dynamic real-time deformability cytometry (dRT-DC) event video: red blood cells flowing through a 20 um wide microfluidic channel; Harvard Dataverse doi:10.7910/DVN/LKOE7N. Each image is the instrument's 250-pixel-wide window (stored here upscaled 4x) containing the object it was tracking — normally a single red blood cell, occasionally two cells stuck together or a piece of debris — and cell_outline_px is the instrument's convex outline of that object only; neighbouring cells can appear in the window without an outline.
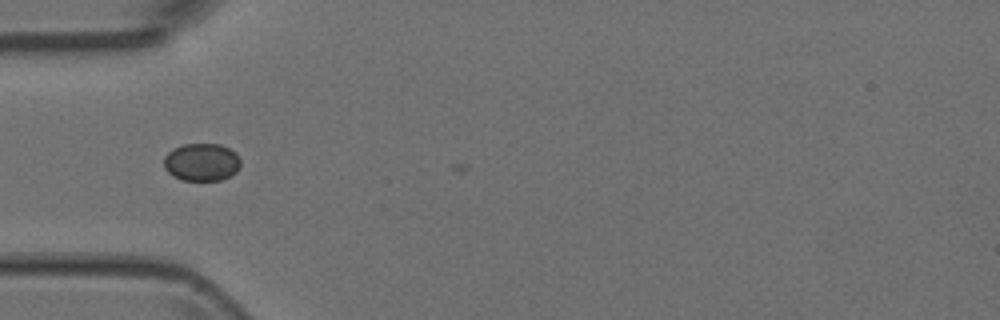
{"species": "Egyptian fruit bat (a non-hibernating species)", "species_latin": "Rousettus aegyptiacus", "temperature_condition": "room temperature", "stored_images_in_passage": 6, "camera_frame_rate_fps": 3000, "um_per_image_px": 0.085, "animal": {"sex": "female"}, "frame": {"image": 1, "passage_image": 3, "time_ms": 0.667, "image_size_px": [1000, 320], "cell_outline_px": [[240, 164], [236, 172], [220, 180], [184, 180], [172, 176], [164, 168], [164, 156], [172, 148], [184, 144], [220, 144], [236, 152], [240, 160]], "centroid_in_image_um": [17.12, 13.77], "position_along_channel_um": 67.9, "area_um2": 16.88}}
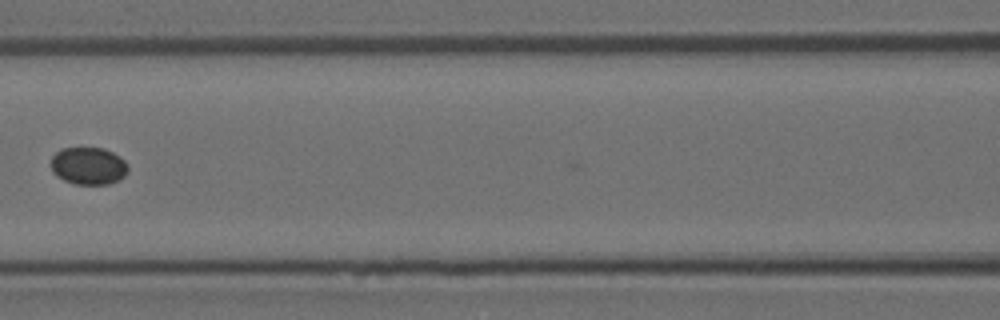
{"frame": {"image": 2, "passage_image": 5, "time_ms": 1.333, "image_size_px": [1000, 320], "cell_outline_px": [[128, 172], [124, 176], [108, 184], [76, 184], [64, 180], [56, 176], [52, 172], [52, 156], [60, 148], [104, 148], [120, 156], [128, 164]], "centroid_in_image_um": [7.52, 14.09], "position_along_channel_um": 159.1, "area_um2": 16.82}}
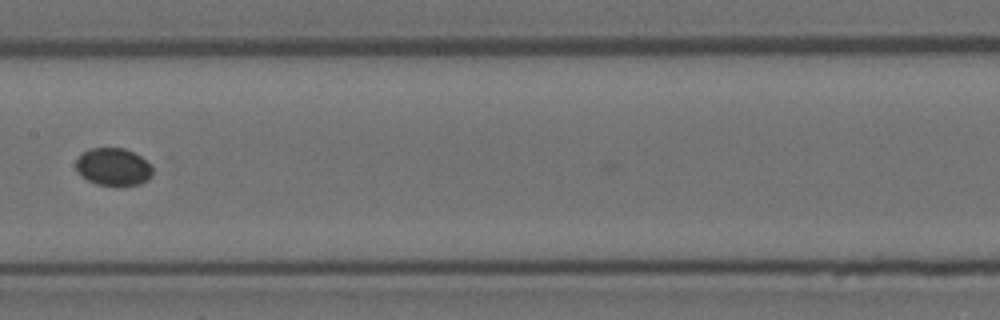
{"frame": {"image": 3, "passage_image": 6, "time_ms": 1.667, "image_size_px": [1000, 320], "cell_outline_px": [[152, 176], [148, 180], [140, 184], [96, 184], [80, 176], [76, 168], [76, 160], [88, 148], [124, 148], [140, 156], [152, 164]], "centroid_in_image_um": [9.64, 14.17], "position_along_channel_um": 197.8, "area_um2": 16.65}}